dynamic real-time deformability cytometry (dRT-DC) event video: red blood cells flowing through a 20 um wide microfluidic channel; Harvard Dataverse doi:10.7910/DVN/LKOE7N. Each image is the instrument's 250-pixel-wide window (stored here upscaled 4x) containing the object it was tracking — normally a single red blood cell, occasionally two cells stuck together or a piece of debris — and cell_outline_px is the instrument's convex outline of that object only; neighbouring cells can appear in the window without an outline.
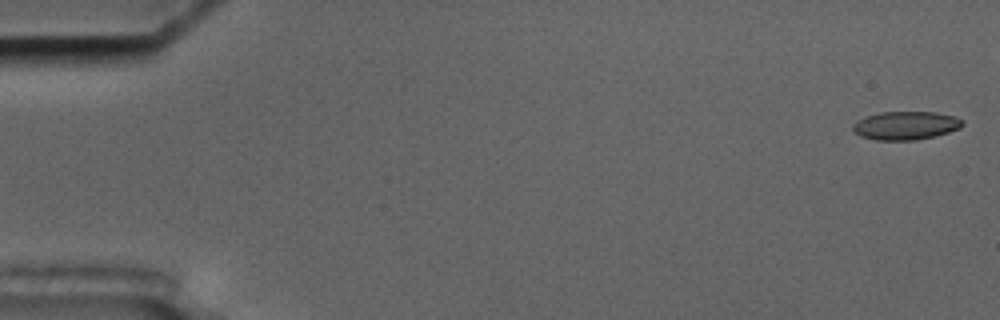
{"species": "common noctule bat (a hibernating species)", "species_latin": "Nyctalus noctula", "temperature_condition": "cold", "stored_images_in_passage": 5, "camera_frame_rate_fps": 3000, "um_per_image_px": 0.085, "animal": {"sex": "male", "body_mass_g": 17.5, "forearm_length_mm": 52.3}, "frame": {"image": 1, "passage_image": 1, "time_ms": 0.0, "image_size_px": [1000, 320], "cell_outline_px": [[964, 124], [960, 128], [936, 136], [916, 140], [876, 140], [860, 136], [852, 128], [852, 124], [856, 120], [864, 116], [880, 112], [936, 112], [956, 116], [964, 120]], "centroid_in_image_um": [76.99, 10.66], "position_along_channel_um": 8.0, "area_um2": 18.38}}
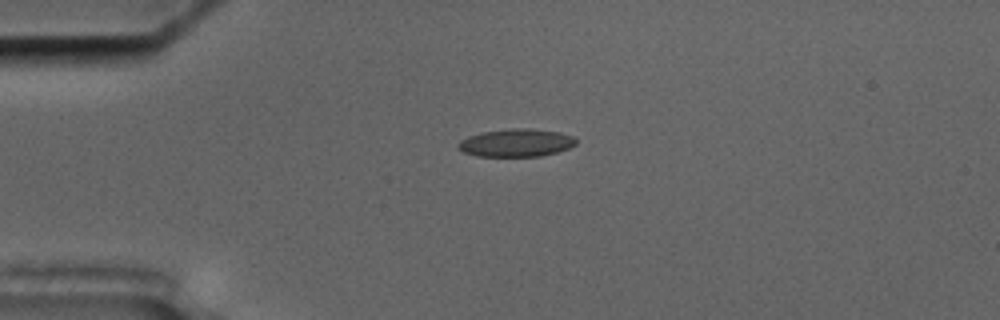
{"frame": {"image": 2, "passage_image": 4, "time_ms": 4.333, "image_size_px": [1000, 320], "cell_outline_px": [[576, 144], [568, 148], [556, 152], [540, 156], [476, 156], [464, 152], [456, 144], [460, 140], [468, 136], [484, 132], [512, 128], [528, 128], [560, 132], [572, 136], [576, 140]], "centroid_in_image_um": [43.87, 12.13], "position_along_channel_um": 41.1, "area_um2": 18.96}}